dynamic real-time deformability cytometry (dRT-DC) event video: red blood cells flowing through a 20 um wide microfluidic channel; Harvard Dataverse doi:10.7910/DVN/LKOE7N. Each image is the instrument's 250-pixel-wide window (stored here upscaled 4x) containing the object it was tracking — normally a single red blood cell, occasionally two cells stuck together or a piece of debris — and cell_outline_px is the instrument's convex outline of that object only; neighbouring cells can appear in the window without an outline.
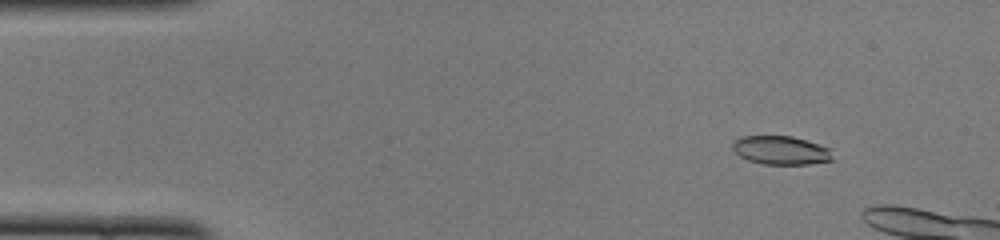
{"species": "common noctule bat (a hibernating species)", "species_latin": "Nyctalus noctula", "temperature_condition": "cold", "stored_images_in_passage": 19, "camera_frame_rate_fps": 3000, "um_per_image_px": 0.085, "animal": {"sex": "female", "body_mass_g": 22.0, "forearm_length_mm": 56.7}, "frame": {"image": 1, "passage_image": 6, "time_ms": 1.667, "image_size_px": [1000, 240], "cell_outline_px": [[832, 160], [808, 164], [764, 164], [748, 160], [740, 156], [732, 148], [732, 144], [740, 136], [792, 136], [820, 144], [832, 148]], "centroid_in_image_um": [66.4, 12.77], "position_along_channel_um": 18.6, "area_um2": 16.7}}